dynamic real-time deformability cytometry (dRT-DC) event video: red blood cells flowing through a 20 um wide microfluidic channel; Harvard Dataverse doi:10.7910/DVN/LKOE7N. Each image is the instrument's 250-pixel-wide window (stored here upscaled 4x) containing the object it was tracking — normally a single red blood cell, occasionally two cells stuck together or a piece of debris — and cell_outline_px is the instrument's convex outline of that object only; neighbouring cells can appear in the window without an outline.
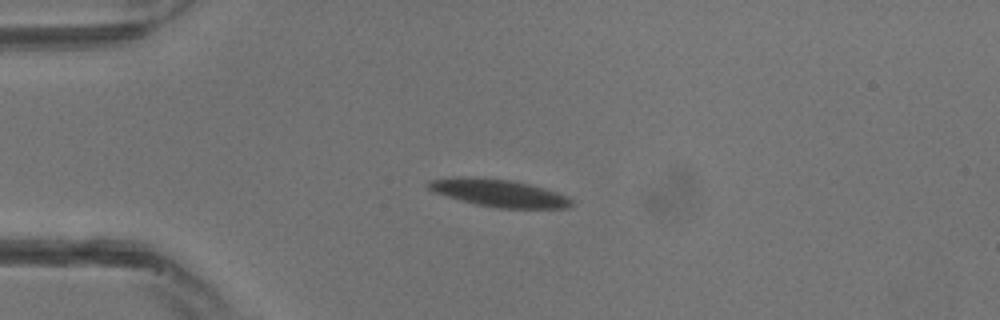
{"species": "common noctule bat (a hibernating species)", "species_latin": "Nyctalus noctula", "temperature_condition": "warm", "stored_images_in_passage": 26, "camera_frame_rate_fps": 3000, "um_per_image_px": 0.085, "animal": {"sex": "male", "body_mass_g": 13.3}, "frame": {"image": 1, "passage_image": 1, "time_ms": 0.0, "image_size_px": [1000, 320], "cell_outline_px": [[572, 204], [568, 208], [496, 208], [476, 204], [460, 200], [432, 192], [424, 184], [428, 180], [512, 180], [544, 188], [556, 192], [572, 200]], "centroid_in_image_um": [42.47, 16.47], "position_along_channel_um": 42.5, "area_um2": 21.62}}
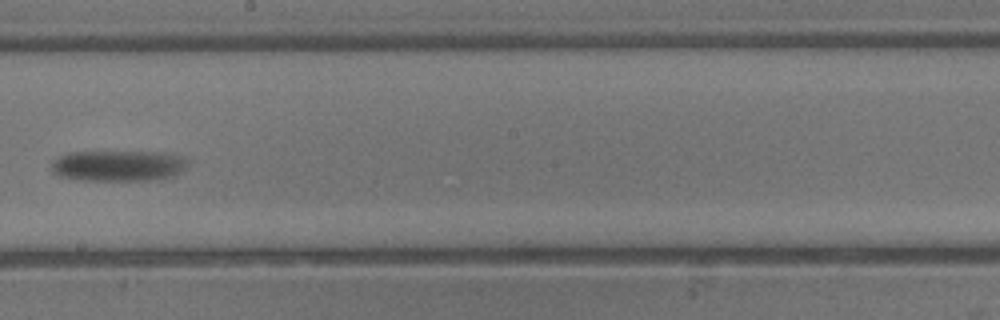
{"frame": {"image": 2, "passage_image": 12, "time_ms": 3.667, "image_size_px": [1000, 320], "cell_outline_px": [[188, 164], [180, 172], [172, 176], [148, 180], [84, 180], [60, 176], [52, 172], [52, 164], [60, 156], [68, 152], [160, 152], [180, 156], [188, 160]], "centroid_in_image_um": [10.06, 14.08], "position_along_channel_um": 238.1, "area_um2": 24.22}}
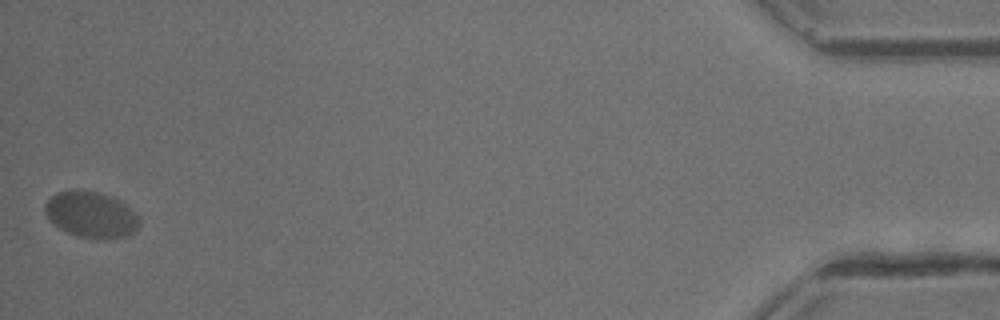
{"frame": {"image": 3, "passage_image": 26, "time_ms": 8.333, "image_size_px": [1000, 320], "cell_outline_px": [[140, 224], [136, 232], [128, 236], [104, 240], [96, 240], [80, 236], [68, 232], [52, 224], [48, 220], [44, 212], [44, 204], [56, 192], [100, 192], [112, 196], [120, 200], [136, 216]], "centroid_in_image_um": [7.74, 18.29], "position_along_channel_um": 427.5, "area_um2": 25.2}}